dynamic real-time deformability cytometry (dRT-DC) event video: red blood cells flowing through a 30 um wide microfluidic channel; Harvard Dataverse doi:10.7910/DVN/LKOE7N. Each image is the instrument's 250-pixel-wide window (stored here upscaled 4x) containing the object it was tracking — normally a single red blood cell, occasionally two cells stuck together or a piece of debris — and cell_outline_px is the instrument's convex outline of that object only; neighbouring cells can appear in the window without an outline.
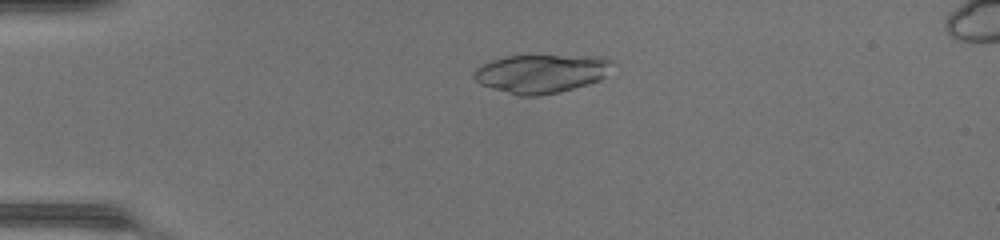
{"species": "common noctule bat (a hibernating species)", "species_latin": "Nyctalus noctula", "temperature_condition": "warm", "stored_images_in_passage": 48, "camera_frame_rate_fps": 3000, "um_per_image_px": 0.085, "animal": {"sex": "female", "body_mass_g": 17.0, "forearm_length_mm": 48.0}, "frame": {"image": 1, "passage_image": 12, "time_ms": 3.667, "image_size_px": [1000, 240], "cell_outline_px": [[616, 60], [604, 76], [600, 80], [588, 84], [560, 92], [536, 96], [520, 96], [492, 88], [480, 84], [472, 76], [472, 72], [476, 68], [492, 60], [504, 56], [604, 56]], "centroid_in_image_um": [46.03, 6.25], "position_along_channel_um": 39.0, "area_um2": 31.21}}
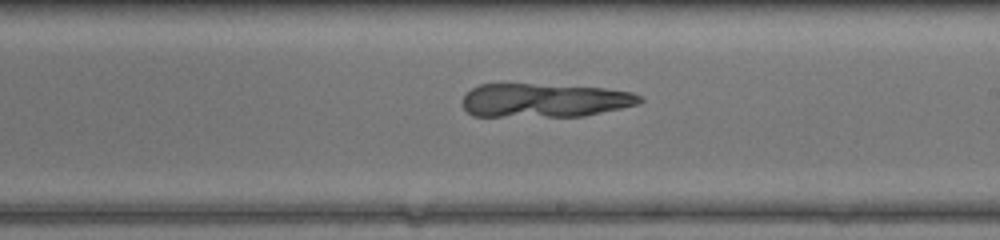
{"frame": {"image": 2, "passage_image": 29, "time_ms": 9.333, "image_size_px": [1000, 240], "cell_outline_px": [[644, 100], [640, 104], [584, 116], [472, 116], [460, 104], [464, 96], [472, 88], [480, 84], [532, 84], [604, 88], [632, 92], [644, 96]], "centroid_in_image_um": [46.3, 8.53], "position_along_channel_um": 242.7, "area_um2": 35.03}}
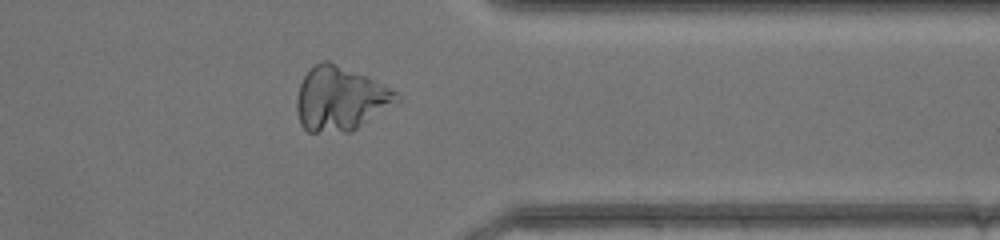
{"frame": {"image": 3, "passage_image": 39, "time_ms": 12.667, "image_size_px": [1000, 240], "cell_outline_px": [[400, 100], [352, 132], [308, 132], [300, 124], [296, 108], [296, 100], [300, 84], [308, 68], [320, 60], [328, 60], [364, 76], [396, 92], [400, 96]], "centroid_in_image_um": [28.87, 8.41], "position_along_channel_um": 382.5, "area_um2": 37.05}}